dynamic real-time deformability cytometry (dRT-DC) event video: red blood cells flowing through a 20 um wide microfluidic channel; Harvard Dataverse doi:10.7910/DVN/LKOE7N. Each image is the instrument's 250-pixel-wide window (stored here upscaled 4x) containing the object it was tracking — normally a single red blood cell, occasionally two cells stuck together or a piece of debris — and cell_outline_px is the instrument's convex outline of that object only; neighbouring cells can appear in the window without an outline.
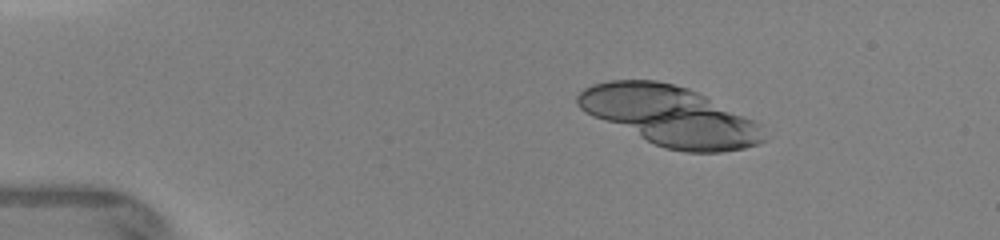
{"species": "human", "species_latin": "Homo sapiens", "temperature_condition": "warm", "stored_images_in_passage": 19, "camera_frame_rate_fps": 3000, "um_per_image_px": 0.085, "donor": {"sex": "female"}, "frame": {"image": 1, "passage_image": 6, "time_ms": 2.333, "image_size_px": [1000, 240], "cell_outline_px": [[764, 140], [756, 144], [744, 148], [720, 152], [684, 152], [664, 148], [592, 116], [584, 112], [576, 104], [576, 96], [584, 88], [592, 84], [608, 80], [656, 80], [688, 88], [760, 124]], "centroid_in_image_um": [56.88, 9.85], "position_along_channel_um": 28.1, "area_um2": 63.7}}